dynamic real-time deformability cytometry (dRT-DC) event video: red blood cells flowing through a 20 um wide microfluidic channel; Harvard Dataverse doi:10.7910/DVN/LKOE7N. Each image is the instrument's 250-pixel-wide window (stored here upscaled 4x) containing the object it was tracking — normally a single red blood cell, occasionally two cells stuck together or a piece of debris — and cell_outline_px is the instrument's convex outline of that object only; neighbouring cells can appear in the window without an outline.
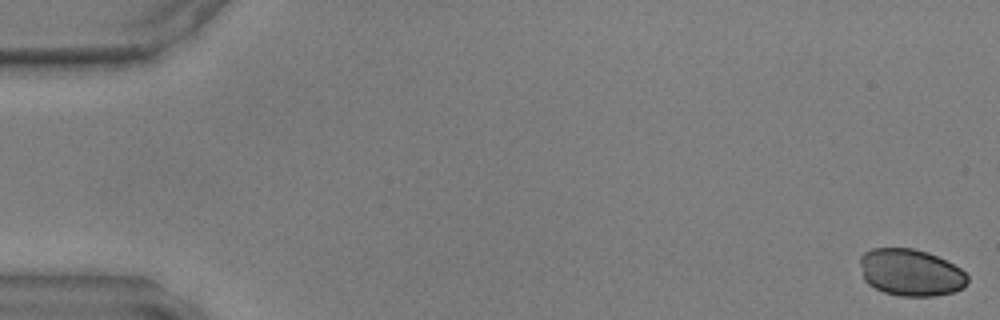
{"species": "common noctule bat (a hibernating species)", "species_latin": "Nyctalus noctula", "temperature_condition": "warm", "stored_images_in_passage": 49, "camera_frame_rate_fps": 3000, "um_per_image_px": 0.085, "animal": {"sex": "male", "body_mass_g": 17.9, "forearm_length_mm": 54.2}, "frame": {"image": 1, "passage_image": 1, "time_ms": 0.0, "image_size_px": [1000, 320], "cell_outline_px": [[968, 280], [964, 288], [956, 292], [932, 296], [900, 296], [884, 292], [868, 284], [864, 280], [860, 264], [860, 256], [864, 252], [872, 248], [912, 248], [928, 252], [960, 268], [968, 276]], "centroid_in_image_um": [77.41, 23.17], "position_along_channel_um": 7.6, "area_um2": 29.48}}
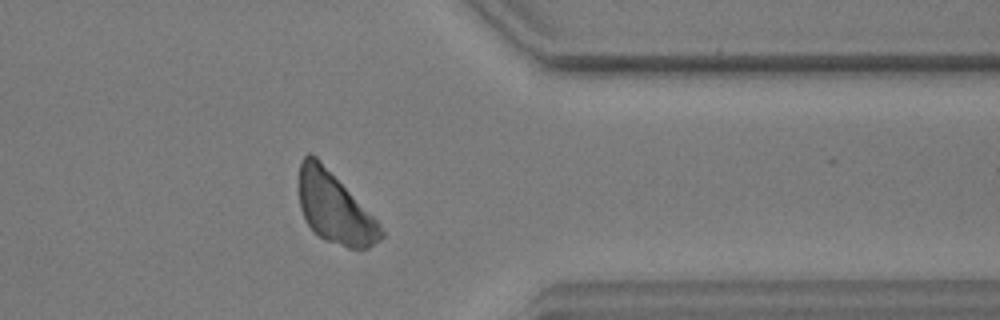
{"frame": {"image": 2, "passage_image": 39, "time_ms": 12.667, "image_size_px": [1000, 320], "cell_outline_px": [[384, 236], [380, 240], [368, 248], [348, 248], [324, 240], [308, 224], [300, 208], [300, 160], [308, 152], [312, 152], [320, 160], [380, 224], [384, 232]], "centroid_in_image_um": [28.44, 17.67], "position_along_channel_um": 383.0, "area_um2": 33.23}}
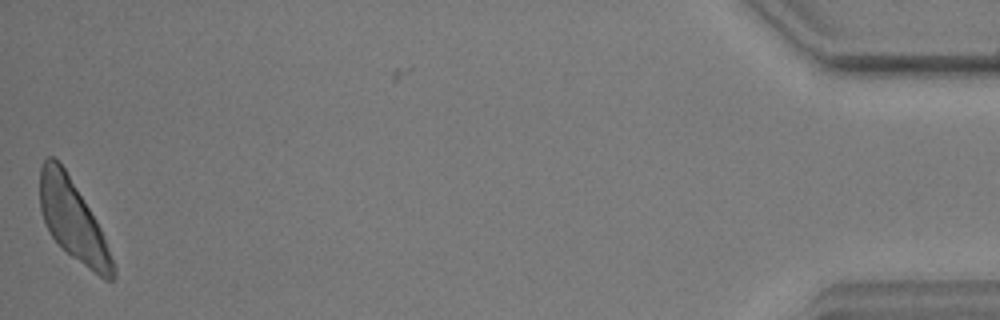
{"frame": {"image": 3, "passage_image": 48, "time_ms": 15.667, "image_size_px": [1000, 320], "cell_outline_px": [[116, 276], [112, 280], [104, 280], [72, 256], [52, 236], [44, 220], [40, 208], [40, 168], [44, 160], [48, 156], [52, 156], [64, 168], [96, 220], [100, 228], [116, 268]], "centroid_in_image_um": [6.2, 18.74], "position_along_channel_um": 429.0, "area_um2": 33.23}}